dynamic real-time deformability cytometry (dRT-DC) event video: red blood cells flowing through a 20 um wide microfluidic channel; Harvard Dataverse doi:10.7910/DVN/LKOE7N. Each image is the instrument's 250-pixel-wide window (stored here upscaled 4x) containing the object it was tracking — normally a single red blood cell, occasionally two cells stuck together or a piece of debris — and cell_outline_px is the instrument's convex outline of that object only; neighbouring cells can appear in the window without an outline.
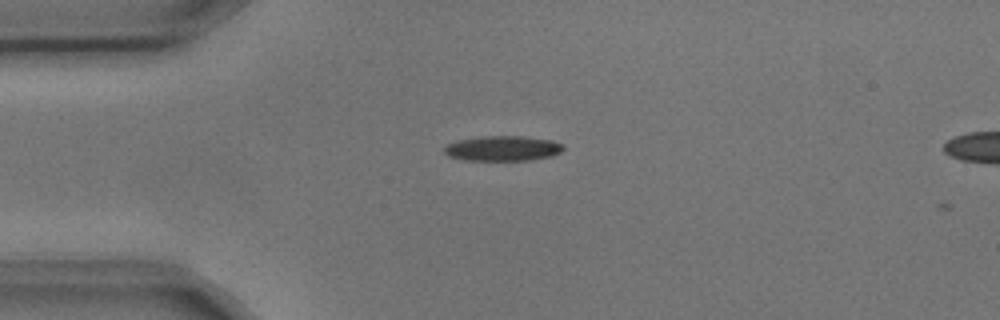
{"species": "common noctule bat (a hibernating species)", "species_latin": "Nyctalus noctula", "temperature_condition": "cold", "stored_images_in_passage": 2, "camera_frame_rate_fps": 3000, "um_per_image_px": 0.085, "animal": {"sex": "male", "body_mass_g": 17.9, "forearm_length_mm": 54.2}, "frame": {"image": 1, "passage_image": 1, "time_ms": 0.0, "image_size_px": [1000, 320], "cell_outline_px": [[564, 148], [560, 152], [552, 156], [528, 160], [468, 160], [448, 156], [444, 152], [444, 148], [448, 144], [460, 140], [484, 136], [520, 136], [552, 140], [564, 144]], "centroid_in_image_um": [42.77, 12.61], "position_along_channel_um": 42.2, "area_um2": 17.22}}